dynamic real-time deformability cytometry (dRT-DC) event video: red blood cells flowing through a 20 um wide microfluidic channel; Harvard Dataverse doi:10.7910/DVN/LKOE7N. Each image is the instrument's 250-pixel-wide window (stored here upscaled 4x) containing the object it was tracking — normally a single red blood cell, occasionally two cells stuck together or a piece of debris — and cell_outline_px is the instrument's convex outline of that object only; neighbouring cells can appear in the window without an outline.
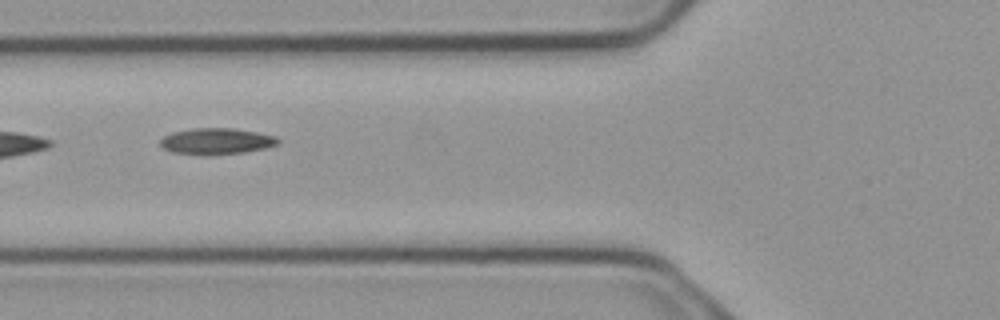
{"species": "common noctule bat (a hibernating species)", "species_latin": "Nyctalus noctula", "temperature_condition": "cold", "stored_images_in_passage": 12, "camera_frame_rate_fps": 3000, "um_per_image_px": 0.085, "animal": {"sex": "male", "body_mass_g": 23.1, "forearm_length_mm": 52.7}, "frame": {"image": 1, "passage_image": 7, "time_ms": 2.0, "image_size_px": [1000, 320], "cell_outline_px": [[280, 144], [264, 148], [244, 152], [172, 152], [164, 148], [160, 144], [160, 140], [164, 136], [172, 132], [192, 128], [232, 128], [256, 132], [276, 136], [280, 140]], "centroid_in_image_um": [18.44, 11.95], "position_along_channel_um": 107.4, "area_um2": 17.11}}
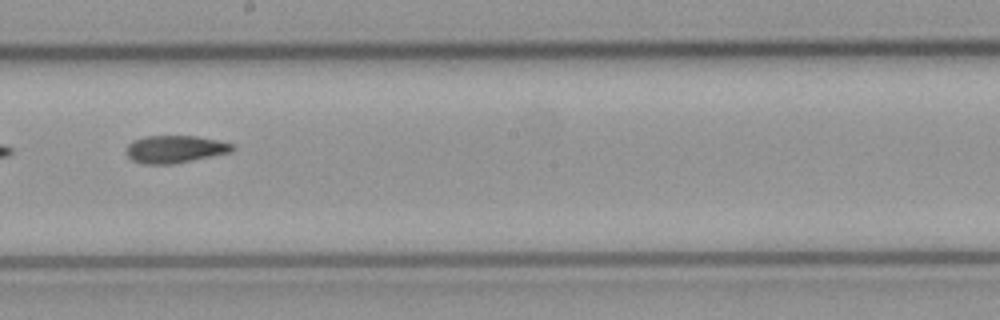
{"frame": {"image": 2, "passage_image": 10, "time_ms": 3.0, "image_size_px": [1000, 320], "cell_outline_px": [[236, 148], [232, 152], [172, 164], [144, 164], [132, 160], [124, 152], [128, 144], [132, 140], [144, 136], [196, 136], [216, 140], [232, 144]], "centroid_in_image_um": [14.84, 12.68], "position_along_channel_um": 233.4, "area_um2": 17.05}}
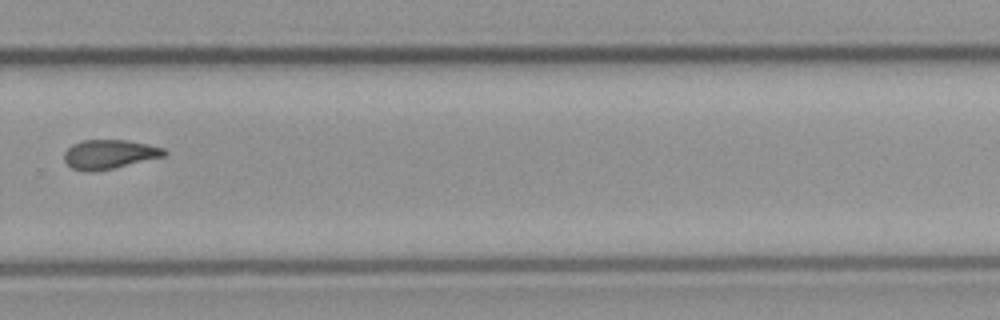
{"frame": {"image": 3, "passage_image": 12, "time_ms": 3.667, "image_size_px": [1000, 320], "cell_outline_px": [[168, 152], [164, 156], [112, 168], [92, 172], [84, 172], [72, 168], [64, 160], [64, 152], [72, 144], [80, 140], [128, 140], [148, 144], [164, 148]], "centroid_in_image_um": [9.27, 13.1], "position_along_channel_um": 320.5, "area_um2": 16.99}}